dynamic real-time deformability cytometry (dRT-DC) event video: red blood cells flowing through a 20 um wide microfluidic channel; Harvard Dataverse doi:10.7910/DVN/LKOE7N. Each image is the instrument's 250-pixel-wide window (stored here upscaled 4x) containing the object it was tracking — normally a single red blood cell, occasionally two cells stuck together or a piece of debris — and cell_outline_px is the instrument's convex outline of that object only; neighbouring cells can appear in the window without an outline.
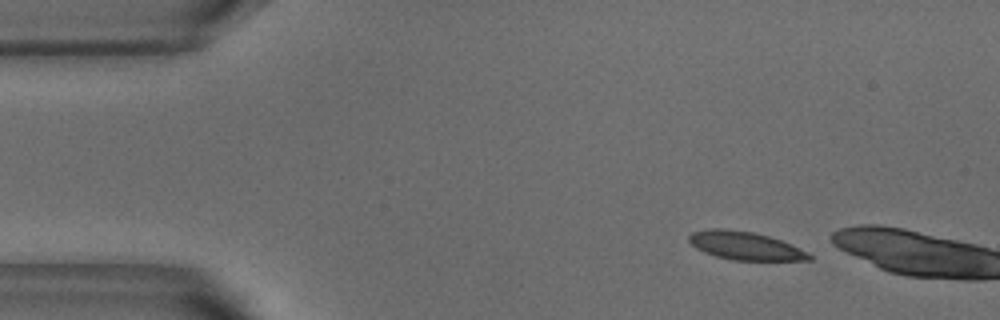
{"species": "common noctule bat (a hibernating species)", "species_latin": "Nyctalus noctula", "temperature_condition": "warm", "stored_images_in_passage": 3, "camera_frame_rate_fps": 3000, "um_per_image_px": 0.085, "animal": {"sex": "male", "body_mass_g": 18.8}, "frame": {"image": 1, "passage_image": 1, "time_ms": 0.0, "image_size_px": [1000, 320], "cell_outline_px": [[812, 260], [732, 260], [716, 256], [704, 252], [696, 248], [688, 240], [688, 236], [692, 232], [712, 228], [724, 228], [752, 232], [768, 236], [792, 244], [812, 256]], "centroid_in_image_um": [63.31, 20.88], "position_along_channel_um": 21.7, "area_um2": 19.59}}